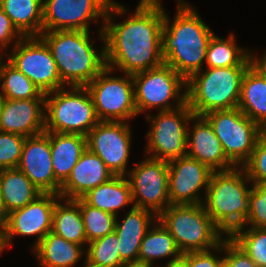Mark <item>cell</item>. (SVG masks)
<instances>
[{
  "label": "cell",
  "instance_id": "1",
  "mask_svg": "<svg viewBox=\"0 0 266 267\" xmlns=\"http://www.w3.org/2000/svg\"><path fill=\"white\" fill-rule=\"evenodd\" d=\"M161 0H140L133 15L113 23L114 15L127 12L112 1L99 37L105 46L106 66L134 75L161 66L164 9Z\"/></svg>",
  "mask_w": 266,
  "mask_h": 267
},
{
  "label": "cell",
  "instance_id": "2",
  "mask_svg": "<svg viewBox=\"0 0 266 267\" xmlns=\"http://www.w3.org/2000/svg\"><path fill=\"white\" fill-rule=\"evenodd\" d=\"M177 1L178 7L172 21L164 10L162 56L164 64L187 80L202 70L207 46L214 32L189 2Z\"/></svg>",
  "mask_w": 266,
  "mask_h": 267
},
{
  "label": "cell",
  "instance_id": "3",
  "mask_svg": "<svg viewBox=\"0 0 266 267\" xmlns=\"http://www.w3.org/2000/svg\"><path fill=\"white\" fill-rule=\"evenodd\" d=\"M89 34L90 31L56 30L39 35L51 51L64 86L86 87L106 67L105 46L97 52Z\"/></svg>",
  "mask_w": 266,
  "mask_h": 267
},
{
  "label": "cell",
  "instance_id": "4",
  "mask_svg": "<svg viewBox=\"0 0 266 267\" xmlns=\"http://www.w3.org/2000/svg\"><path fill=\"white\" fill-rule=\"evenodd\" d=\"M251 180L242 167L213 172L203 206L213 222L229 236L245 224L249 214Z\"/></svg>",
  "mask_w": 266,
  "mask_h": 267
},
{
  "label": "cell",
  "instance_id": "5",
  "mask_svg": "<svg viewBox=\"0 0 266 267\" xmlns=\"http://www.w3.org/2000/svg\"><path fill=\"white\" fill-rule=\"evenodd\" d=\"M249 67L205 68L186 80V103L196 116L238 106L241 83Z\"/></svg>",
  "mask_w": 266,
  "mask_h": 267
},
{
  "label": "cell",
  "instance_id": "6",
  "mask_svg": "<svg viewBox=\"0 0 266 267\" xmlns=\"http://www.w3.org/2000/svg\"><path fill=\"white\" fill-rule=\"evenodd\" d=\"M157 219L174 237L183 253L213 250L225 239L201 204H170Z\"/></svg>",
  "mask_w": 266,
  "mask_h": 267
},
{
  "label": "cell",
  "instance_id": "7",
  "mask_svg": "<svg viewBox=\"0 0 266 267\" xmlns=\"http://www.w3.org/2000/svg\"><path fill=\"white\" fill-rule=\"evenodd\" d=\"M68 88L45 94V131L87 136L99 122L92 97L86 87Z\"/></svg>",
  "mask_w": 266,
  "mask_h": 267
},
{
  "label": "cell",
  "instance_id": "8",
  "mask_svg": "<svg viewBox=\"0 0 266 267\" xmlns=\"http://www.w3.org/2000/svg\"><path fill=\"white\" fill-rule=\"evenodd\" d=\"M132 79L138 114L152 108L170 111L186 103V80L169 65L163 63L159 67L136 73ZM171 101L176 102L172 104Z\"/></svg>",
  "mask_w": 266,
  "mask_h": 267
},
{
  "label": "cell",
  "instance_id": "9",
  "mask_svg": "<svg viewBox=\"0 0 266 267\" xmlns=\"http://www.w3.org/2000/svg\"><path fill=\"white\" fill-rule=\"evenodd\" d=\"M193 116L187 103L174 110L159 111L157 115L148 113L145 118L151 128L146 135L145 149L150 155L147 157L168 162L186 156L188 124L193 122Z\"/></svg>",
  "mask_w": 266,
  "mask_h": 267
},
{
  "label": "cell",
  "instance_id": "10",
  "mask_svg": "<svg viewBox=\"0 0 266 267\" xmlns=\"http://www.w3.org/2000/svg\"><path fill=\"white\" fill-rule=\"evenodd\" d=\"M204 117L212 125L226 157L241 167L250 158L262 128L238 107L212 111Z\"/></svg>",
  "mask_w": 266,
  "mask_h": 267
},
{
  "label": "cell",
  "instance_id": "11",
  "mask_svg": "<svg viewBox=\"0 0 266 267\" xmlns=\"http://www.w3.org/2000/svg\"><path fill=\"white\" fill-rule=\"evenodd\" d=\"M112 72L114 70L106 66L86 88L99 121L128 122L138 115L132 75L124 73L123 77H114L109 75Z\"/></svg>",
  "mask_w": 266,
  "mask_h": 267
},
{
  "label": "cell",
  "instance_id": "12",
  "mask_svg": "<svg viewBox=\"0 0 266 267\" xmlns=\"http://www.w3.org/2000/svg\"><path fill=\"white\" fill-rule=\"evenodd\" d=\"M7 60L44 94L65 87L51 51L39 36L23 37Z\"/></svg>",
  "mask_w": 266,
  "mask_h": 267
},
{
  "label": "cell",
  "instance_id": "13",
  "mask_svg": "<svg viewBox=\"0 0 266 267\" xmlns=\"http://www.w3.org/2000/svg\"><path fill=\"white\" fill-rule=\"evenodd\" d=\"M128 170L133 206L158 216L169 205L168 162L150 157Z\"/></svg>",
  "mask_w": 266,
  "mask_h": 267
},
{
  "label": "cell",
  "instance_id": "14",
  "mask_svg": "<svg viewBox=\"0 0 266 267\" xmlns=\"http://www.w3.org/2000/svg\"><path fill=\"white\" fill-rule=\"evenodd\" d=\"M60 195L41 193L23 208L9 213L5 224L0 228L2 249L12 245L10 242L15 235H36L34 249L41 240L52 231L53 211Z\"/></svg>",
  "mask_w": 266,
  "mask_h": 267
},
{
  "label": "cell",
  "instance_id": "15",
  "mask_svg": "<svg viewBox=\"0 0 266 267\" xmlns=\"http://www.w3.org/2000/svg\"><path fill=\"white\" fill-rule=\"evenodd\" d=\"M131 134L128 122L99 121L86 136L87 148L100 157L114 176H126Z\"/></svg>",
  "mask_w": 266,
  "mask_h": 267
},
{
  "label": "cell",
  "instance_id": "16",
  "mask_svg": "<svg viewBox=\"0 0 266 267\" xmlns=\"http://www.w3.org/2000/svg\"><path fill=\"white\" fill-rule=\"evenodd\" d=\"M113 0H43V32L89 31L90 21L106 19Z\"/></svg>",
  "mask_w": 266,
  "mask_h": 267
},
{
  "label": "cell",
  "instance_id": "17",
  "mask_svg": "<svg viewBox=\"0 0 266 267\" xmlns=\"http://www.w3.org/2000/svg\"><path fill=\"white\" fill-rule=\"evenodd\" d=\"M213 172L204 163L187 155L168 161L170 204L203 203L200 192L203 188L206 195Z\"/></svg>",
  "mask_w": 266,
  "mask_h": 267
},
{
  "label": "cell",
  "instance_id": "18",
  "mask_svg": "<svg viewBox=\"0 0 266 267\" xmlns=\"http://www.w3.org/2000/svg\"><path fill=\"white\" fill-rule=\"evenodd\" d=\"M41 193L59 195L61 184L52 168L49 132L26 137L17 167Z\"/></svg>",
  "mask_w": 266,
  "mask_h": 267
},
{
  "label": "cell",
  "instance_id": "19",
  "mask_svg": "<svg viewBox=\"0 0 266 267\" xmlns=\"http://www.w3.org/2000/svg\"><path fill=\"white\" fill-rule=\"evenodd\" d=\"M0 131L29 137L45 131V99H3Z\"/></svg>",
  "mask_w": 266,
  "mask_h": 267
},
{
  "label": "cell",
  "instance_id": "20",
  "mask_svg": "<svg viewBox=\"0 0 266 267\" xmlns=\"http://www.w3.org/2000/svg\"><path fill=\"white\" fill-rule=\"evenodd\" d=\"M192 131L187 133L188 157L204 163L212 171H228L236 166L226 157L221 142L204 116H193Z\"/></svg>",
  "mask_w": 266,
  "mask_h": 267
},
{
  "label": "cell",
  "instance_id": "21",
  "mask_svg": "<svg viewBox=\"0 0 266 267\" xmlns=\"http://www.w3.org/2000/svg\"><path fill=\"white\" fill-rule=\"evenodd\" d=\"M113 176L114 174L100 157L86 148L67 180L61 185L59 195L62 199L68 200L82 198L90 190L106 183Z\"/></svg>",
  "mask_w": 266,
  "mask_h": 267
},
{
  "label": "cell",
  "instance_id": "22",
  "mask_svg": "<svg viewBox=\"0 0 266 267\" xmlns=\"http://www.w3.org/2000/svg\"><path fill=\"white\" fill-rule=\"evenodd\" d=\"M124 220L116 218L114 232L119 240V254L123 263L138 260L141 242L157 216L150 210L131 206ZM153 214V215H152Z\"/></svg>",
  "mask_w": 266,
  "mask_h": 267
},
{
  "label": "cell",
  "instance_id": "23",
  "mask_svg": "<svg viewBox=\"0 0 266 267\" xmlns=\"http://www.w3.org/2000/svg\"><path fill=\"white\" fill-rule=\"evenodd\" d=\"M52 168L62 185L87 148V137L81 134L49 132Z\"/></svg>",
  "mask_w": 266,
  "mask_h": 267
},
{
  "label": "cell",
  "instance_id": "24",
  "mask_svg": "<svg viewBox=\"0 0 266 267\" xmlns=\"http://www.w3.org/2000/svg\"><path fill=\"white\" fill-rule=\"evenodd\" d=\"M50 231L33 249L40 267H73L84 256V248Z\"/></svg>",
  "mask_w": 266,
  "mask_h": 267
},
{
  "label": "cell",
  "instance_id": "25",
  "mask_svg": "<svg viewBox=\"0 0 266 267\" xmlns=\"http://www.w3.org/2000/svg\"><path fill=\"white\" fill-rule=\"evenodd\" d=\"M82 199L90 206L117 216L118 209L133 203L130 183L126 176H113L106 183L90 190Z\"/></svg>",
  "mask_w": 266,
  "mask_h": 267
},
{
  "label": "cell",
  "instance_id": "26",
  "mask_svg": "<svg viewBox=\"0 0 266 267\" xmlns=\"http://www.w3.org/2000/svg\"><path fill=\"white\" fill-rule=\"evenodd\" d=\"M153 227L147 230L138 255V260L148 261L154 264L155 259L169 258L165 266L180 262L182 253L179 251L174 237L160 223L158 219L153 223Z\"/></svg>",
  "mask_w": 266,
  "mask_h": 267
},
{
  "label": "cell",
  "instance_id": "27",
  "mask_svg": "<svg viewBox=\"0 0 266 267\" xmlns=\"http://www.w3.org/2000/svg\"><path fill=\"white\" fill-rule=\"evenodd\" d=\"M0 190L8 213L23 208L41 194L18 168L0 170Z\"/></svg>",
  "mask_w": 266,
  "mask_h": 267
},
{
  "label": "cell",
  "instance_id": "28",
  "mask_svg": "<svg viewBox=\"0 0 266 267\" xmlns=\"http://www.w3.org/2000/svg\"><path fill=\"white\" fill-rule=\"evenodd\" d=\"M237 107L261 128L266 125V81L251 67L243 76Z\"/></svg>",
  "mask_w": 266,
  "mask_h": 267
},
{
  "label": "cell",
  "instance_id": "29",
  "mask_svg": "<svg viewBox=\"0 0 266 267\" xmlns=\"http://www.w3.org/2000/svg\"><path fill=\"white\" fill-rule=\"evenodd\" d=\"M52 232L67 241L82 246L87 245L85 227L80 212V198L76 200L60 198L56 202L53 211Z\"/></svg>",
  "mask_w": 266,
  "mask_h": 267
},
{
  "label": "cell",
  "instance_id": "30",
  "mask_svg": "<svg viewBox=\"0 0 266 267\" xmlns=\"http://www.w3.org/2000/svg\"><path fill=\"white\" fill-rule=\"evenodd\" d=\"M1 9L24 37L43 32V0H3Z\"/></svg>",
  "mask_w": 266,
  "mask_h": 267
},
{
  "label": "cell",
  "instance_id": "31",
  "mask_svg": "<svg viewBox=\"0 0 266 267\" xmlns=\"http://www.w3.org/2000/svg\"><path fill=\"white\" fill-rule=\"evenodd\" d=\"M233 33L227 39L213 35L207 46L206 68L250 67L249 52L238 47Z\"/></svg>",
  "mask_w": 266,
  "mask_h": 267
},
{
  "label": "cell",
  "instance_id": "32",
  "mask_svg": "<svg viewBox=\"0 0 266 267\" xmlns=\"http://www.w3.org/2000/svg\"><path fill=\"white\" fill-rule=\"evenodd\" d=\"M0 82L3 99H45V94L8 60L0 63Z\"/></svg>",
  "mask_w": 266,
  "mask_h": 267
},
{
  "label": "cell",
  "instance_id": "33",
  "mask_svg": "<svg viewBox=\"0 0 266 267\" xmlns=\"http://www.w3.org/2000/svg\"><path fill=\"white\" fill-rule=\"evenodd\" d=\"M119 240L115 232L87 244L85 267H121Z\"/></svg>",
  "mask_w": 266,
  "mask_h": 267
},
{
  "label": "cell",
  "instance_id": "34",
  "mask_svg": "<svg viewBox=\"0 0 266 267\" xmlns=\"http://www.w3.org/2000/svg\"><path fill=\"white\" fill-rule=\"evenodd\" d=\"M241 226L228 237L259 267L266 266V228Z\"/></svg>",
  "mask_w": 266,
  "mask_h": 267
},
{
  "label": "cell",
  "instance_id": "35",
  "mask_svg": "<svg viewBox=\"0 0 266 267\" xmlns=\"http://www.w3.org/2000/svg\"><path fill=\"white\" fill-rule=\"evenodd\" d=\"M80 212L87 244L114 232L117 218L115 215L88 205L82 198H80Z\"/></svg>",
  "mask_w": 266,
  "mask_h": 267
},
{
  "label": "cell",
  "instance_id": "36",
  "mask_svg": "<svg viewBox=\"0 0 266 267\" xmlns=\"http://www.w3.org/2000/svg\"><path fill=\"white\" fill-rule=\"evenodd\" d=\"M26 137L0 131V170L17 168Z\"/></svg>",
  "mask_w": 266,
  "mask_h": 267
},
{
  "label": "cell",
  "instance_id": "37",
  "mask_svg": "<svg viewBox=\"0 0 266 267\" xmlns=\"http://www.w3.org/2000/svg\"><path fill=\"white\" fill-rule=\"evenodd\" d=\"M251 185L249 214L243 226L266 228V183Z\"/></svg>",
  "mask_w": 266,
  "mask_h": 267
},
{
  "label": "cell",
  "instance_id": "38",
  "mask_svg": "<svg viewBox=\"0 0 266 267\" xmlns=\"http://www.w3.org/2000/svg\"><path fill=\"white\" fill-rule=\"evenodd\" d=\"M251 184L266 183V137L262 134L258 139L250 158L241 166Z\"/></svg>",
  "mask_w": 266,
  "mask_h": 267
},
{
  "label": "cell",
  "instance_id": "39",
  "mask_svg": "<svg viewBox=\"0 0 266 267\" xmlns=\"http://www.w3.org/2000/svg\"><path fill=\"white\" fill-rule=\"evenodd\" d=\"M215 251L225 253L223 257L224 267H259L228 236L215 248Z\"/></svg>",
  "mask_w": 266,
  "mask_h": 267
},
{
  "label": "cell",
  "instance_id": "40",
  "mask_svg": "<svg viewBox=\"0 0 266 267\" xmlns=\"http://www.w3.org/2000/svg\"><path fill=\"white\" fill-rule=\"evenodd\" d=\"M214 250L183 253L180 262L185 267H224L223 256L219 258Z\"/></svg>",
  "mask_w": 266,
  "mask_h": 267
},
{
  "label": "cell",
  "instance_id": "41",
  "mask_svg": "<svg viewBox=\"0 0 266 267\" xmlns=\"http://www.w3.org/2000/svg\"><path fill=\"white\" fill-rule=\"evenodd\" d=\"M23 37L13 25L11 19L0 9V51L3 50L1 54H4L3 52L9 46L8 44L14 47Z\"/></svg>",
  "mask_w": 266,
  "mask_h": 267
},
{
  "label": "cell",
  "instance_id": "42",
  "mask_svg": "<svg viewBox=\"0 0 266 267\" xmlns=\"http://www.w3.org/2000/svg\"><path fill=\"white\" fill-rule=\"evenodd\" d=\"M250 51L251 50H249L250 67L266 81V50L261 57L254 56L255 53Z\"/></svg>",
  "mask_w": 266,
  "mask_h": 267
},
{
  "label": "cell",
  "instance_id": "43",
  "mask_svg": "<svg viewBox=\"0 0 266 267\" xmlns=\"http://www.w3.org/2000/svg\"><path fill=\"white\" fill-rule=\"evenodd\" d=\"M9 213L7 212L1 190H0V228L5 224Z\"/></svg>",
  "mask_w": 266,
  "mask_h": 267
},
{
  "label": "cell",
  "instance_id": "44",
  "mask_svg": "<svg viewBox=\"0 0 266 267\" xmlns=\"http://www.w3.org/2000/svg\"><path fill=\"white\" fill-rule=\"evenodd\" d=\"M152 263L142 260H132L130 262H125L121 267H152ZM157 267V266H156Z\"/></svg>",
  "mask_w": 266,
  "mask_h": 267
},
{
  "label": "cell",
  "instance_id": "45",
  "mask_svg": "<svg viewBox=\"0 0 266 267\" xmlns=\"http://www.w3.org/2000/svg\"><path fill=\"white\" fill-rule=\"evenodd\" d=\"M165 267H185L181 262L175 263V264H171Z\"/></svg>",
  "mask_w": 266,
  "mask_h": 267
},
{
  "label": "cell",
  "instance_id": "46",
  "mask_svg": "<svg viewBox=\"0 0 266 267\" xmlns=\"http://www.w3.org/2000/svg\"><path fill=\"white\" fill-rule=\"evenodd\" d=\"M262 134L266 137V125L262 128Z\"/></svg>",
  "mask_w": 266,
  "mask_h": 267
},
{
  "label": "cell",
  "instance_id": "47",
  "mask_svg": "<svg viewBox=\"0 0 266 267\" xmlns=\"http://www.w3.org/2000/svg\"><path fill=\"white\" fill-rule=\"evenodd\" d=\"M3 252L2 245H1V234H0V255Z\"/></svg>",
  "mask_w": 266,
  "mask_h": 267
},
{
  "label": "cell",
  "instance_id": "48",
  "mask_svg": "<svg viewBox=\"0 0 266 267\" xmlns=\"http://www.w3.org/2000/svg\"><path fill=\"white\" fill-rule=\"evenodd\" d=\"M3 54H0V63L2 62Z\"/></svg>",
  "mask_w": 266,
  "mask_h": 267
},
{
  "label": "cell",
  "instance_id": "49",
  "mask_svg": "<svg viewBox=\"0 0 266 267\" xmlns=\"http://www.w3.org/2000/svg\"><path fill=\"white\" fill-rule=\"evenodd\" d=\"M2 100H3V98H2V96L0 95V105H1V103H2Z\"/></svg>",
  "mask_w": 266,
  "mask_h": 267
},
{
  "label": "cell",
  "instance_id": "50",
  "mask_svg": "<svg viewBox=\"0 0 266 267\" xmlns=\"http://www.w3.org/2000/svg\"><path fill=\"white\" fill-rule=\"evenodd\" d=\"M2 2H3V0H0V9H1V7H2Z\"/></svg>",
  "mask_w": 266,
  "mask_h": 267
}]
</instances>
